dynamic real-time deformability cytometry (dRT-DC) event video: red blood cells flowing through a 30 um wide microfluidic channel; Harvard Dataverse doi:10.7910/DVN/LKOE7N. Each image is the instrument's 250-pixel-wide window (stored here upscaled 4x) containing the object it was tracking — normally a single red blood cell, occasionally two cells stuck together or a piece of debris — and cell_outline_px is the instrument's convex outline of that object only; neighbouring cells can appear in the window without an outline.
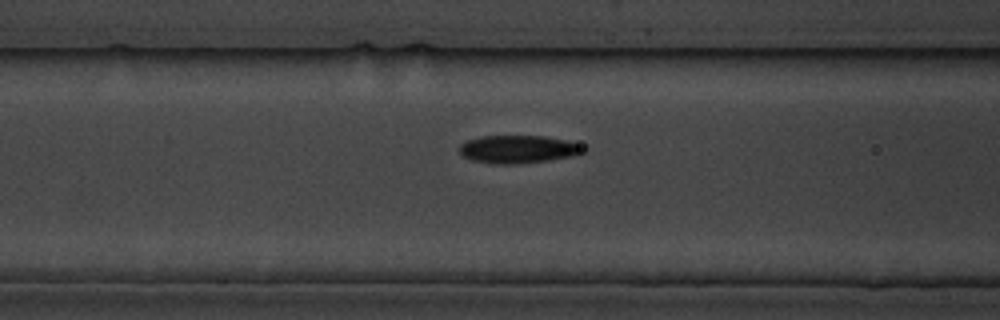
{"species": "common noctule bat (a hibernating species)", "species_latin": "Nyctalus noctula", "temperature_condition": "cold", "stored_images_in_passage": 9, "segment_of_instrument_passage": [2, 2], "camera_frame_rate_fps": 3000, "um_per_image_px": 0.085, "animal": {"sex": "male", "body_mass_g": 19.5, "forearm_length_mm": 54.6}, "frame": {"image": 1, "passage_image": 9, "time_ms": 11.667, "image_size_px": [1000, 320], "cell_outline_px": [[588, 148], [584, 152], [576, 156], [548, 160], [516, 164], [492, 164], [472, 160], [464, 156], [460, 152], [460, 144], [468, 140], [480, 136], [544, 136], [564, 140], [580, 144]], "centroid_in_image_um": [44.08, 12.69], "position_along_channel_um": 122.5, "area_um2": 20.23}}